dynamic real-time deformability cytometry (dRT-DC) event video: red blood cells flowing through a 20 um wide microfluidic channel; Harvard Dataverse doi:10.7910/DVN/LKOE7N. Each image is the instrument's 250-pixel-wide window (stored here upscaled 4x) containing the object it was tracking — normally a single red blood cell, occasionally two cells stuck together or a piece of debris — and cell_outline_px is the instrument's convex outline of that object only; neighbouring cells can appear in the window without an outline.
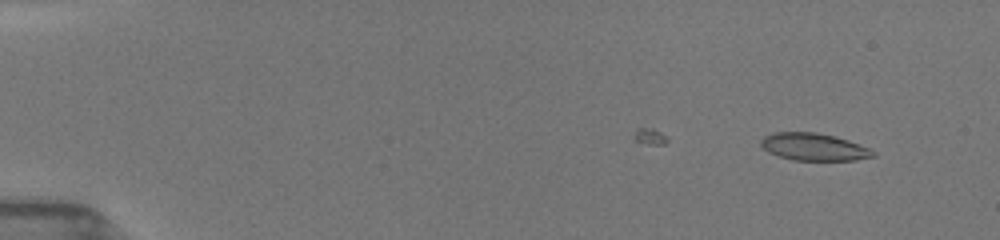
{"species": "common noctule bat (a hibernating species)", "species_latin": "Nyctalus noctula", "temperature_condition": "room temperature", "stored_images_in_passage": 31, "camera_frame_rate_fps": 3000, "um_per_image_px": 0.085, "animal": {"sex": "female", "body_mass_g": 19.5, "forearm_length_mm": 54.1}, "frame": {"image": 1, "passage_image": 3, "time_ms": 1.0, "image_size_px": [1000, 240], "cell_outline_px": [[876, 156], [856, 160], [792, 160], [768, 152], [760, 144], [760, 140], [764, 136], [772, 132], [816, 132], [836, 136], [848, 140], [868, 148], [876, 152]], "centroid_in_image_um": [69.17, 12.48], "position_along_channel_um": 15.8, "area_um2": 17.92}}
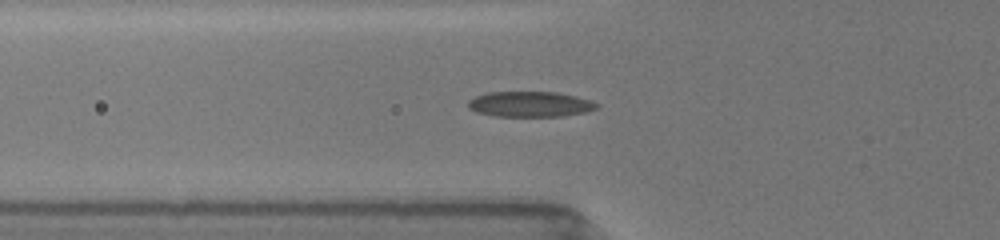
{"frame": {"image": 2, "passage_image": 18, "time_ms": 6.0, "image_size_px": [1000, 240], "cell_outline_px": [[600, 104], [596, 108], [584, 112], [560, 116], [492, 116], [476, 112], [468, 108], [468, 100], [476, 96], [488, 92], [556, 92], [576, 96], [592, 100]], "centroid_in_image_um": [45.04, 8.85], "position_along_channel_um": 80.8, "area_um2": 19.07}}
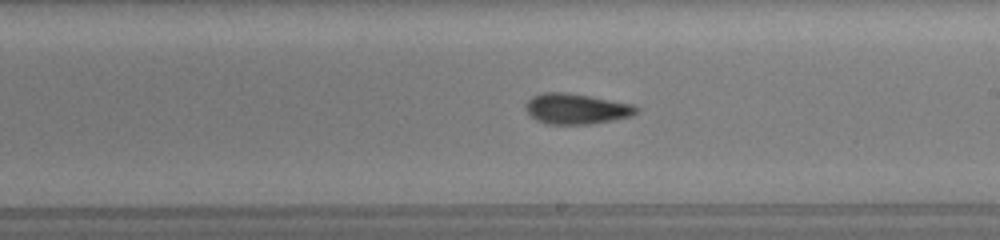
{"frame": {"image": 3, "passage_image": 30, "time_ms": 10.0, "image_size_px": [1000, 240], "cell_outline_px": [[640, 108], [632, 116], [612, 120], [588, 124], [544, 124], [536, 120], [524, 108], [524, 104], [532, 96], [544, 92], [564, 92], [588, 96], [632, 104]], "centroid_in_image_um": [48.95, 9.25], "position_along_channel_um": 240.1, "area_um2": 19.59}}